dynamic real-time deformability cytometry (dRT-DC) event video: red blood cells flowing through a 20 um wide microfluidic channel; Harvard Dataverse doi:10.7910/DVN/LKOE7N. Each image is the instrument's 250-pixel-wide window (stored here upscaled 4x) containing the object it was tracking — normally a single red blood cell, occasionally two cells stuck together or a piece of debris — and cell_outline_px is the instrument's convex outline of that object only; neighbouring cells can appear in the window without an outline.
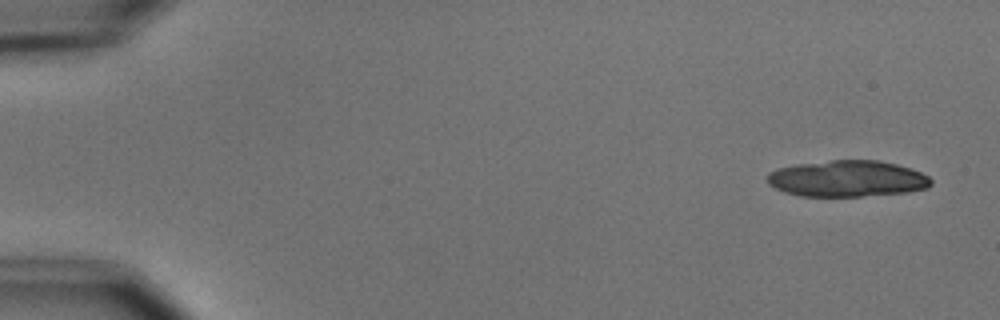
{"species": "common noctule bat (a hibernating species)", "species_latin": "Nyctalus noctula", "temperature_condition": "cold", "stored_images_in_passage": 6, "camera_frame_rate_fps": 3000, "um_per_image_px": 0.085, "animal": {"sex": "male", "body_mass_g": 15.6}, "frame": {"image": 1, "passage_image": 1, "time_ms": 0.0, "image_size_px": [1000, 320], "cell_outline_px": [[932, 184], [928, 188], [908, 192], [860, 196], [800, 196], [784, 192], [768, 184], [768, 172], [776, 168], [796, 164], [832, 160], [880, 160], [896, 164], [920, 172], [928, 176], [932, 180]], "centroid_in_image_um": [72.01, 15.18], "position_along_channel_um": 13.0, "area_um2": 34.74}}
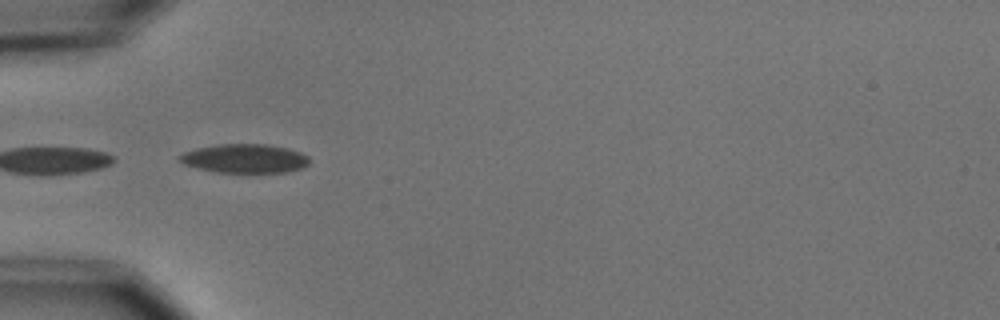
{"frame": {"image": 2, "passage_image": 5, "time_ms": 5.0, "image_size_px": [1000, 320], "cell_outline_px": [[308, 164], [300, 168], [284, 172], [216, 172], [196, 168], [184, 164], [176, 160], [176, 156], [184, 152], [196, 148], [216, 144], [268, 144], [288, 148], [300, 152], [308, 156]], "centroid_in_image_um": [20.73, 13.46], "position_along_channel_um": 64.3, "area_um2": 21.96}}